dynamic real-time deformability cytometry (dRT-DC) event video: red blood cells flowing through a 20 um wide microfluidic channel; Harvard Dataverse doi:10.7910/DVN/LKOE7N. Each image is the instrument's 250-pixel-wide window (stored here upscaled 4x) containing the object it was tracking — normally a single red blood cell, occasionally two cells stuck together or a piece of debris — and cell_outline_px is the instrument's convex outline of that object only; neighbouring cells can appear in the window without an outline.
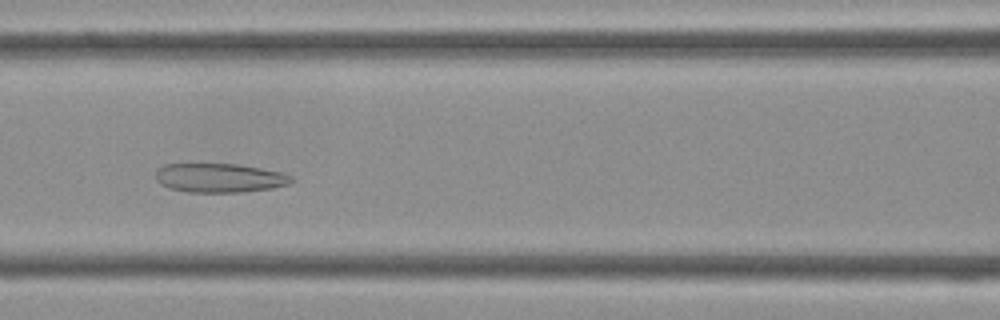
{"species": "Egyptian fruit bat (a non-hibernating species)", "species_latin": "Rousettus aegyptiacus", "temperature_condition": "cold", "stored_images_in_passage": 41, "camera_frame_rate_fps": 3000, "um_per_image_px": 0.085, "frame": {"image": 1, "passage_image": 16, "time_ms": 5.0, "image_size_px": [1000, 320], "cell_outline_px": [[296, 180], [288, 184], [272, 188], [240, 192], [188, 192], [168, 188], [160, 184], [156, 180], [156, 168], [164, 164], [236, 164], [284, 172], [292, 176]], "centroid_in_image_um": [18.66, 15.12], "position_along_channel_um": 147.9, "area_um2": 23.18}}
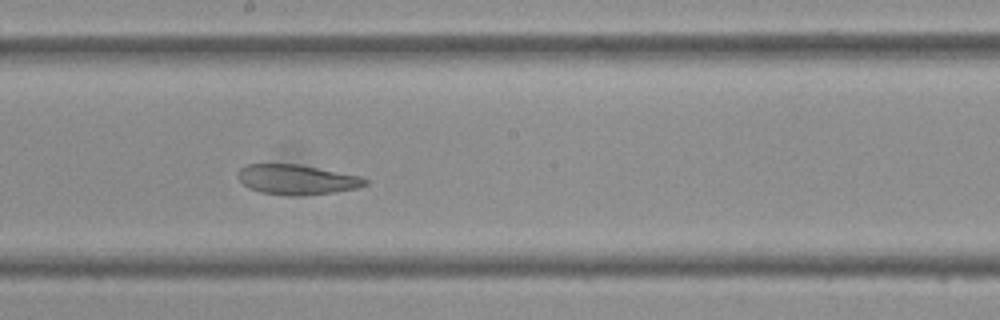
{"frame": {"image": 2, "passage_image": 21, "time_ms": 6.667, "image_size_px": [1000, 320], "cell_outline_px": [[368, 184], [356, 188], [336, 192], [296, 196], [260, 192], [248, 188], [236, 176], [236, 172], [244, 164], [300, 164], [360, 176], [368, 180]], "centroid_in_image_um": [25.2, 15.25], "position_along_channel_um": 223.0, "area_um2": 22.31}}
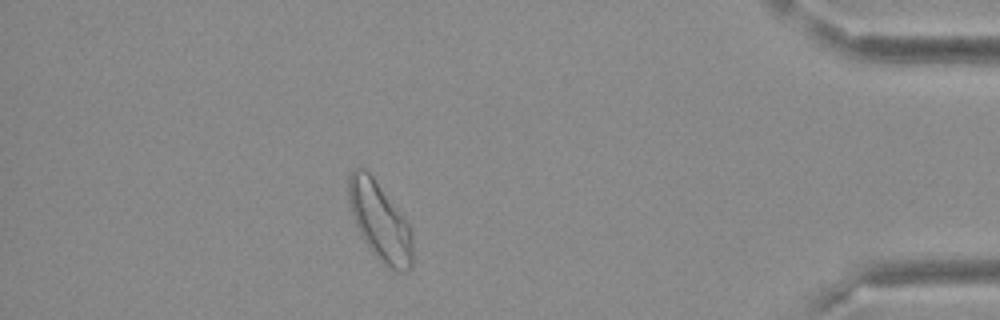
{"frame": {"image": 3, "passage_image": 36, "time_ms": 11.667, "image_size_px": [1000, 320], "cell_outline_px": [[412, 268], [408, 272], [396, 272], [388, 268], [368, 248], [356, 224], [348, 200], [348, 176], [356, 168], [364, 168], [372, 176], [408, 220], [412, 232]], "centroid_in_image_um": [32.32, 18.85], "position_along_channel_um": 402.9, "area_um2": 29.36}}